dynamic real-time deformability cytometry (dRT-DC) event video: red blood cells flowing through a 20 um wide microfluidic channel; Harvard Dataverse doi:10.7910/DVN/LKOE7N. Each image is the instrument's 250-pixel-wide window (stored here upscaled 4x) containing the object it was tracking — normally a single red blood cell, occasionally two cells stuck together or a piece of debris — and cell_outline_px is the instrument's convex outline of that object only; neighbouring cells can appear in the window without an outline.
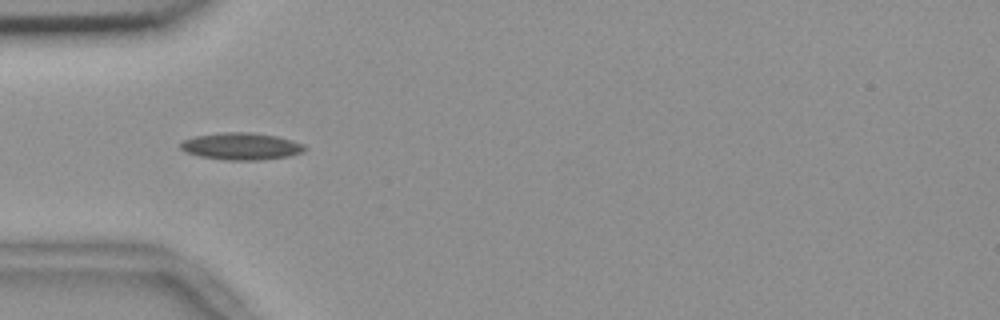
{"species": "common noctule bat (a hibernating species)", "species_latin": "Nyctalus noctula", "temperature_condition": "room temperature", "stored_images_in_passage": 39, "camera_frame_rate_fps": 3000, "um_per_image_px": 0.085, "animal": {"sex": "female", "body_mass_g": 18.4}, "frame": {"image": 1, "passage_image": 1, "time_ms": 0.0, "image_size_px": [1000, 320], "cell_outline_px": [[308, 148], [304, 152], [288, 156], [264, 160], [228, 160], [200, 156], [188, 152], [180, 148], [180, 144], [184, 140], [196, 136], [220, 132], [252, 132], [276, 136], [292, 140], [304, 144]], "centroid_in_image_um": [20.56, 12.43], "position_along_channel_um": 64.4, "area_um2": 19.59}}
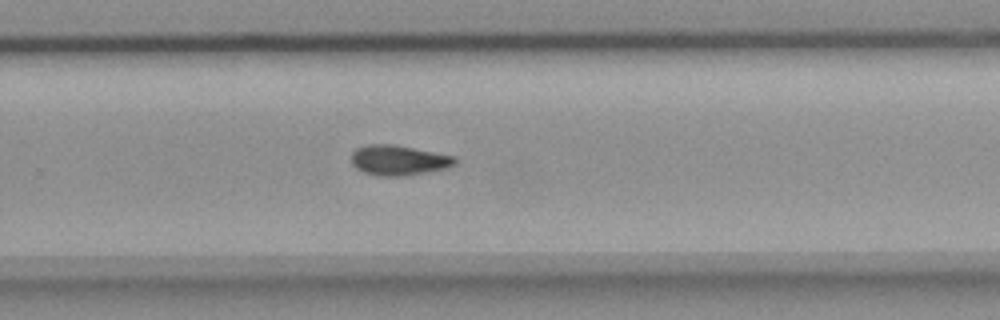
{"frame": {"image": 2, "passage_image": 20, "time_ms": 6.333, "image_size_px": [1000, 320], "cell_outline_px": [[456, 164], [448, 168], [404, 176], [380, 176], [364, 172], [356, 168], [352, 164], [352, 152], [356, 148], [368, 144], [392, 144], [456, 156]], "centroid_in_image_um": [33.89, 13.62], "position_along_channel_um": 295.9, "area_um2": 18.21}}
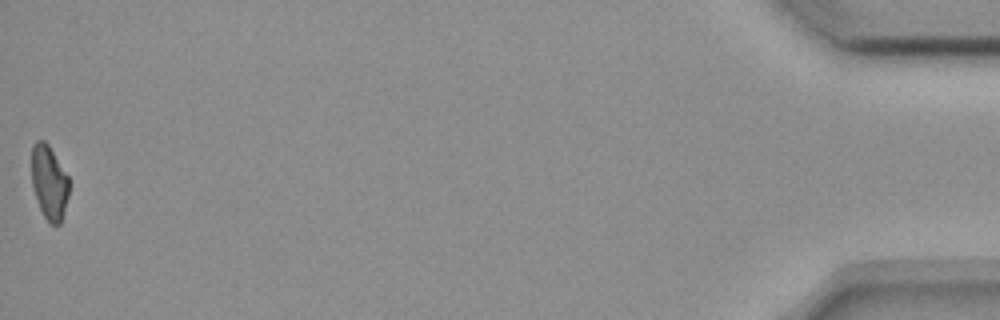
{"frame": {"image": 3, "passage_image": 39, "time_ms": 12.667, "image_size_px": [1000, 320], "cell_outline_px": [[68, 196], [60, 224], [52, 224], [44, 216], [40, 208], [32, 184], [32, 144], [36, 140], [44, 140], [48, 144], [68, 176]], "centroid_in_image_um": [4.17, 15.47], "position_along_channel_um": 431.0, "area_um2": 15.84}}